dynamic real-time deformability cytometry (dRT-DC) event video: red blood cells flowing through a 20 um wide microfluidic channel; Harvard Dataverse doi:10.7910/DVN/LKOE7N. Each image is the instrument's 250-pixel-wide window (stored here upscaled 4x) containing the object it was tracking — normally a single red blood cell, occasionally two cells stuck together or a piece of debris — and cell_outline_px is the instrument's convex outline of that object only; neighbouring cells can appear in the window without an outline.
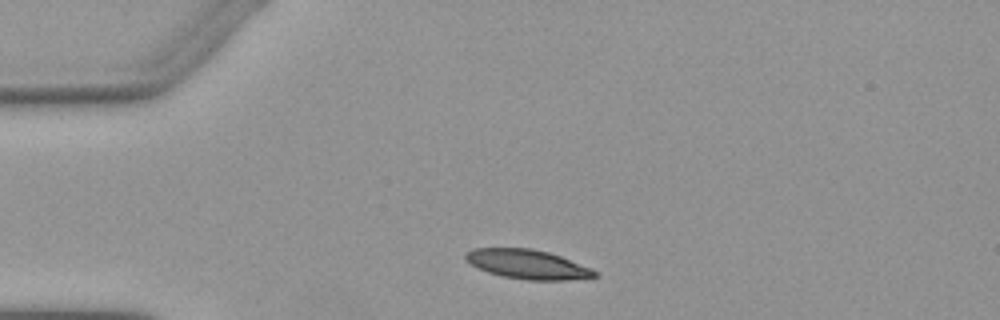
{"species": "Egyptian fruit bat (a non-hibernating species)", "species_latin": "Rousettus aegyptiacus", "temperature_condition": "warm", "stored_images_in_passage": 2, "camera_frame_rate_fps": 3000, "um_per_image_px": 0.085, "animal": {"sex": "female"}, "frame": {"image": 1, "passage_image": 1, "time_ms": 0.0, "image_size_px": [1000, 320], "cell_outline_px": [[600, 276], [564, 280], [528, 280], [504, 276], [488, 272], [464, 260], [464, 256], [472, 248], [532, 248], [548, 252], [560, 256], [592, 268]], "centroid_in_image_um": [44.85, 22.45], "position_along_channel_um": 40.1, "area_um2": 21.85}}